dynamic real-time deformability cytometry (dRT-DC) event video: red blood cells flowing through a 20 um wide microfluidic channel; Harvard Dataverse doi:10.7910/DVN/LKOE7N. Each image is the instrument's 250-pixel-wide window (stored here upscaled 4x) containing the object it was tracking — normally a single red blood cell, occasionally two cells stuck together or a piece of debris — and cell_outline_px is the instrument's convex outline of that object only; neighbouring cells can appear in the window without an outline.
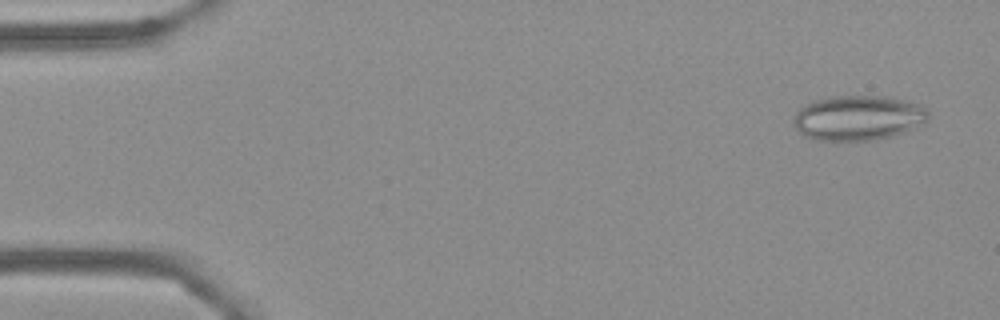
{"species": "Egyptian fruit bat (a non-hibernating species)", "species_latin": "Rousettus aegyptiacus", "temperature_condition": "cold", "stored_images_in_passage": 55, "camera_frame_rate_fps": 3000, "um_per_image_px": 0.085, "frame": {"image": 1, "passage_image": 3, "time_ms": 0.667, "image_size_px": [1000, 320], "cell_outline_px": [[928, 120], [924, 124], [904, 132], [892, 136], [876, 140], [816, 140], [804, 136], [796, 128], [792, 120], [796, 112], [804, 104], [828, 96], [892, 96], [920, 104], [928, 108]], "centroid_in_image_um": [72.97, 10.01], "position_along_channel_um": 12.0, "area_um2": 35.78}}
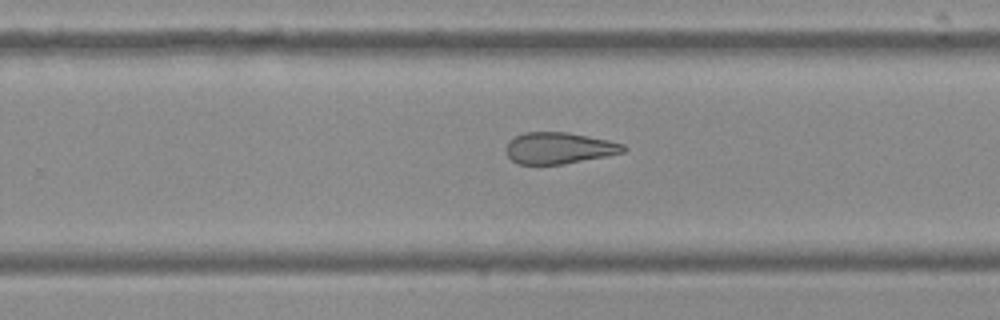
{"frame": {"image": 2, "passage_image": 35, "time_ms": 11.333, "image_size_px": [1000, 320], "cell_outline_px": [[628, 148], [624, 152], [608, 156], [564, 164], [516, 164], [508, 156], [504, 148], [508, 140], [524, 132], [568, 132], [608, 140], [624, 144]], "centroid_in_image_um": [47.51, 12.59], "position_along_channel_um": 282.3, "area_um2": 21.73}}
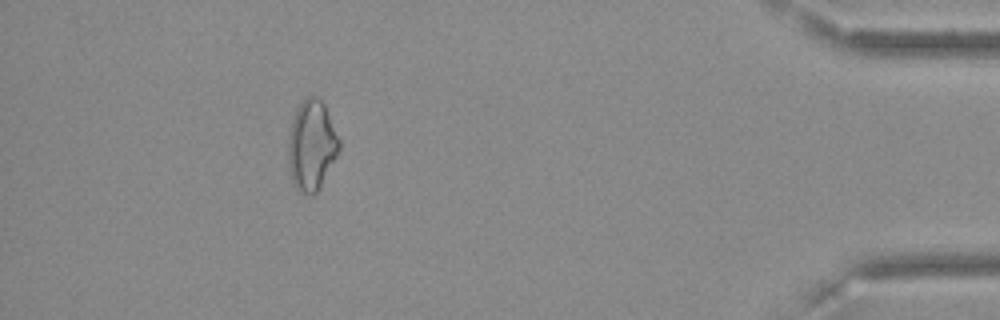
{"frame": {"image": 3, "passage_image": 50, "time_ms": 16.333, "image_size_px": [1000, 320], "cell_outline_px": [[340, 148], [336, 156], [316, 192], [312, 196], [296, 188], [292, 180], [288, 160], [288, 132], [296, 108], [304, 96], [316, 96], [324, 104], [340, 140]], "centroid_in_image_um": [26.46, 12.3], "position_along_channel_um": 408.7, "area_um2": 26.53}, "authors_computed_cell_mechanics": {"area_um2": 25.721, "velocity_mm_per_s": 3.6236, "shape_relaxation_time_tau1_ms": null, "shape_relaxation_time_tau2_ms": 4.4234, "deformation_change_tau1": null, "deformation_change_tau2": 0.1415}}